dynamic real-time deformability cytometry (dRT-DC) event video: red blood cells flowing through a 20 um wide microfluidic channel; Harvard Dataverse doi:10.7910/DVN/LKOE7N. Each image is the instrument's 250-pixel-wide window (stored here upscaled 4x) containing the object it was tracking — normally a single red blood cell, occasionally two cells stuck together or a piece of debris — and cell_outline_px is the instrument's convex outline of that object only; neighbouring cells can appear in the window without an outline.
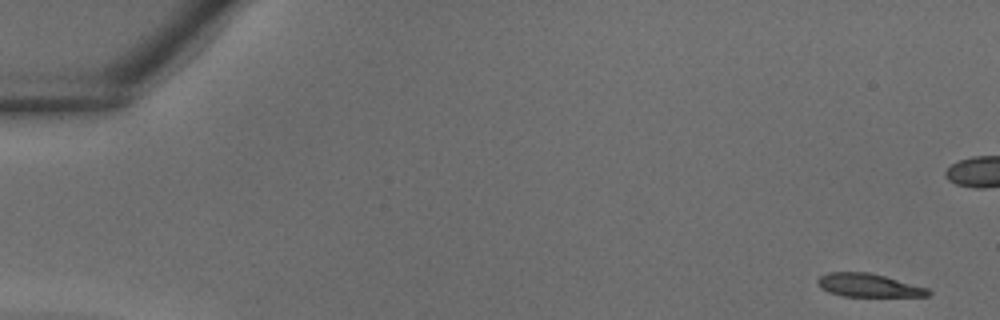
{"species": "common noctule bat (a hibernating species)", "species_latin": "Nyctalus noctula", "temperature_condition": "warm", "stored_images_in_passage": 35, "camera_frame_rate_fps": 3000, "um_per_image_px": 0.085, "animal": {"sex": "male", "body_mass_g": 18.8}, "frame": {"image": 1, "passage_image": 1, "time_ms": 0.0, "image_size_px": [1000, 320], "cell_outline_px": [[932, 292], [928, 296], [844, 296], [828, 292], [820, 288], [816, 284], [816, 280], [820, 276], [828, 272], [868, 272], [884, 276], [928, 288]], "centroid_in_image_um": [73.78, 24.25], "position_along_channel_um": 11.2, "area_um2": 14.97}}
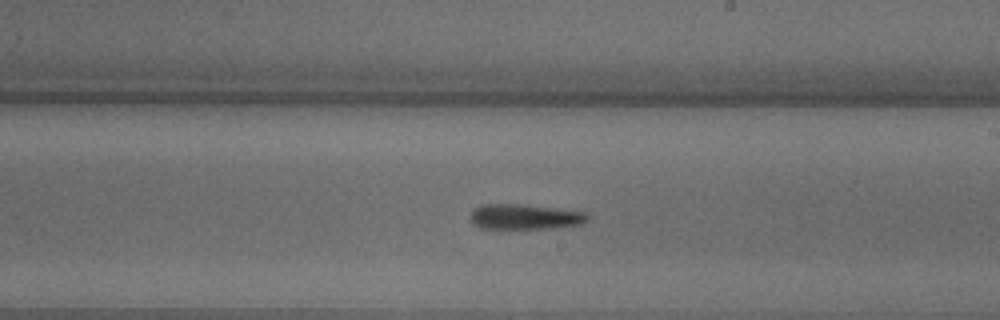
{"frame": {"image": 2, "passage_image": 22, "time_ms": 7.0, "image_size_px": [1000, 320], "cell_outline_px": [[588, 220], [580, 224], [552, 228], [484, 228], [476, 224], [472, 220], [472, 212], [480, 204], [516, 204], [584, 212], [588, 216]], "centroid_in_image_um": [44.62, 18.42], "position_along_channel_um": 244.4, "area_um2": 16.59}}
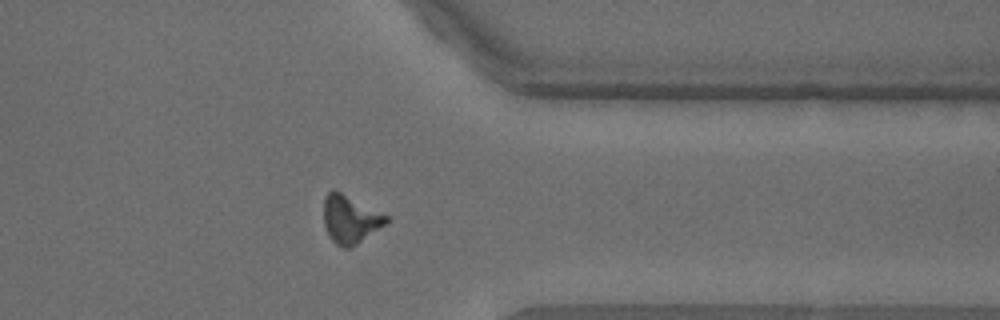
{"frame": {"image": 3, "passage_image": 30, "time_ms": 9.667, "image_size_px": [1000, 320], "cell_outline_px": [[388, 220], [384, 224], [356, 244], [348, 248], [344, 248], [336, 244], [328, 236], [324, 228], [324, 196], [332, 188], [336, 188], [388, 216]], "centroid_in_image_um": [29.7, 18.59], "position_along_channel_um": 381.7, "area_um2": 17.51}}